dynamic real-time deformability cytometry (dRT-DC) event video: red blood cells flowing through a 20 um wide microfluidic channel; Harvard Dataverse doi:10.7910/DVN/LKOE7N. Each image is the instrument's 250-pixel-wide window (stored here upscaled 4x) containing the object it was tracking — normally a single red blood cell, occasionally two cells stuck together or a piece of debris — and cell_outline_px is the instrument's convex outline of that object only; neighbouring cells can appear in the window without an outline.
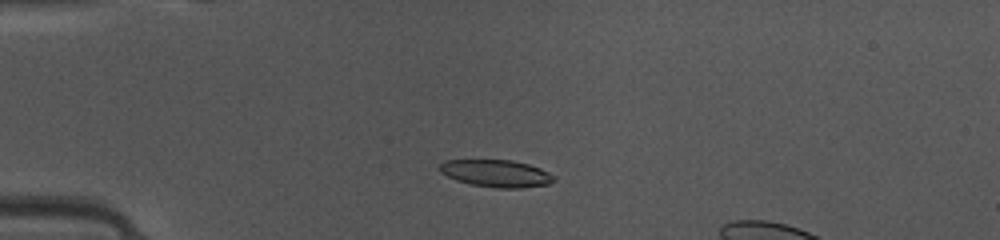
{"species": "common noctule bat (a hibernating species)", "species_latin": "Nyctalus noctula", "temperature_condition": "warm", "stored_images_in_passage": 37, "camera_frame_rate_fps": 3000, "um_per_image_px": 0.085, "animal": {"sex": "female", "body_mass_g": 10.0, "forearm_length_mm": 53.1}, "frame": {"image": 1, "passage_image": 7, "time_ms": 2.0, "image_size_px": [1000, 240], "cell_outline_px": [[556, 180], [548, 184], [520, 188], [496, 188], [468, 184], [456, 180], [440, 172], [440, 164], [444, 160], [512, 160], [528, 164], [540, 168], [556, 176]], "centroid_in_image_um": [42.19, 14.74], "position_along_channel_um": 42.8, "area_um2": 18.21}}
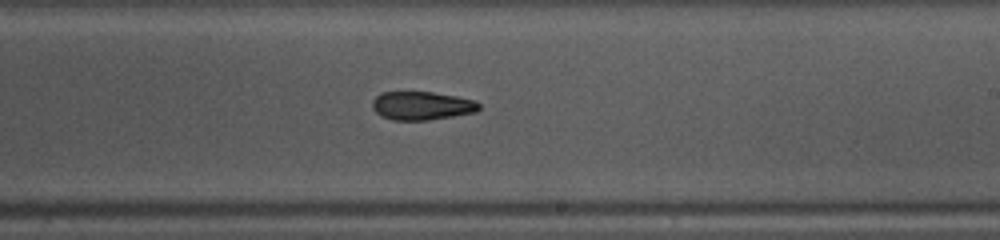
{"frame": {"image": 2, "passage_image": 24, "time_ms": 7.667, "image_size_px": [1000, 240], "cell_outline_px": [[480, 108], [476, 112], [428, 120], [392, 120], [380, 116], [372, 108], [372, 100], [380, 92], [432, 92], [456, 96], [476, 100], [480, 104]], "centroid_in_image_um": [35.84, 8.98], "position_along_channel_um": 253.2, "area_um2": 17.8}}
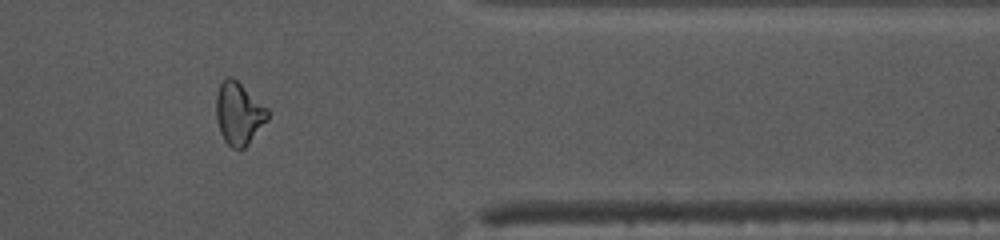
{"frame": {"image": 3, "passage_image": 35, "time_ms": 11.333, "image_size_px": [1000, 240], "cell_outline_px": [[268, 120], [248, 144], [244, 148], [232, 148], [224, 140], [220, 132], [216, 120], [216, 96], [220, 84], [228, 76], [232, 76], [268, 108]], "centroid_in_image_um": [20.29, 9.65], "position_along_channel_um": 391.1, "area_um2": 18.67}, "authors_computed_cell_mechanics": {"area_um2": 18.0914, "velocity_mm_per_s": 4.1363, "shape_relaxation_time_tau1_ms": 6.9277, "shape_relaxation_time_tau2_ms": 5.7721, "deformation_change_tau1": 0.1977, "deformation_change_tau2": 0.1463}}